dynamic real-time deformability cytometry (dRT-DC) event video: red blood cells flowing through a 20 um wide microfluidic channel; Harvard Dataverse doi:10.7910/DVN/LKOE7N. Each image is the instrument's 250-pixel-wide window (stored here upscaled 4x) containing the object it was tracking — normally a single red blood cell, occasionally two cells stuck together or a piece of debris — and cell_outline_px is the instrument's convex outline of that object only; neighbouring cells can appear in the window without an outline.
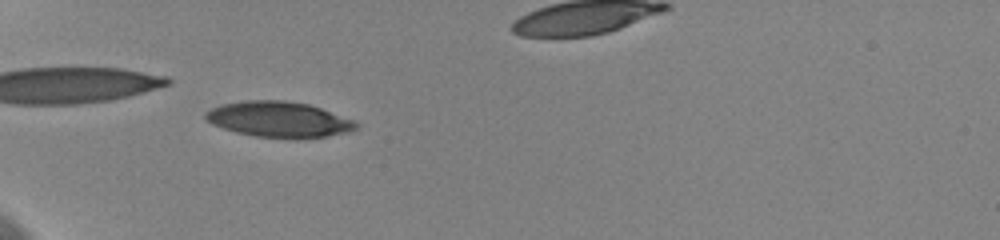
{"species": "human", "species_latin": "Homo sapiens", "temperature_condition": "cold", "stored_images_in_passage": 42, "camera_frame_rate_fps": 3000, "um_per_image_px": 0.085, "donor": {"sex": "female"}, "frame": {"image": 1, "passage_image": 7, "time_ms": 2.0, "image_size_px": [1000, 240], "cell_outline_px": [[360, 124], [356, 128], [348, 132], [328, 136], [296, 140], [256, 136], [236, 132], [212, 124], [204, 116], [204, 112], [220, 104], [244, 100], [284, 100], [308, 104], [356, 120]], "centroid_in_image_um": [23.73, 10.16], "position_along_channel_um": 61.3, "area_um2": 31.67}}